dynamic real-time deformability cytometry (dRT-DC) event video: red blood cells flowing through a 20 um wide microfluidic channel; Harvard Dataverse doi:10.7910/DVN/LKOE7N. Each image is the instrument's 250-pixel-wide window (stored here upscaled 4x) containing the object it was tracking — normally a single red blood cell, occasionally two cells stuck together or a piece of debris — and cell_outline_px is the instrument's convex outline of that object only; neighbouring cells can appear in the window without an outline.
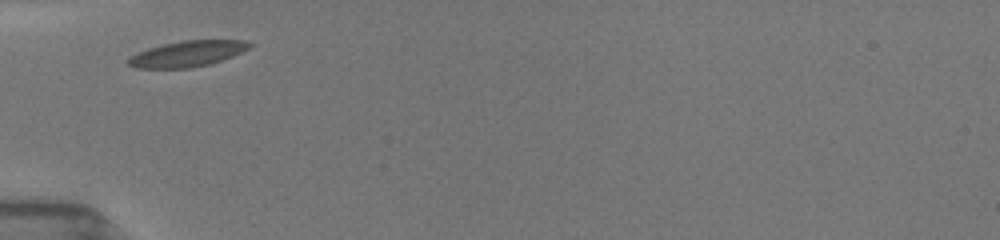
{"species": "common noctule bat (a hibernating species)", "species_latin": "Nyctalus noctula", "temperature_condition": "room temperature", "stored_images_in_passage": 9, "camera_frame_rate_fps": 3000, "um_per_image_px": 0.085, "animal": {"sex": "female", "body_mass_g": 19.5, "forearm_length_mm": 54.1}, "frame": {"image": 1, "passage_image": 1, "time_ms": 0.0, "image_size_px": [1000, 240], "cell_outline_px": [[252, 44], [248, 48], [232, 56], [208, 64], [188, 68], [136, 68], [128, 64], [128, 60], [132, 56], [148, 48], [164, 44], [184, 40], [244, 40]], "centroid_in_image_um": [15.92, 4.57], "position_along_channel_um": 69.1, "area_um2": 17.8}}
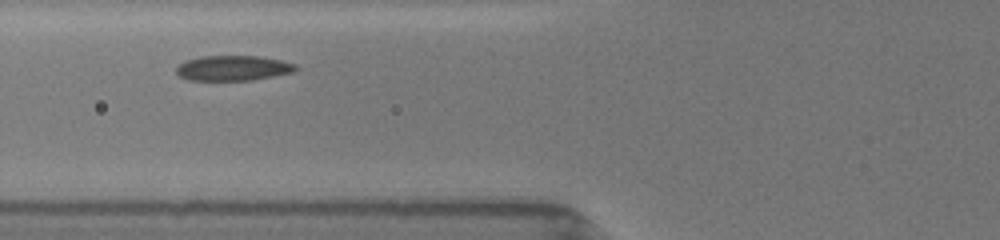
{"frame": {"image": 2, "passage_image": 3, "time_ms": 1.0, "image_size_px": [1000, 240], "cell_outline_px": [[300, 68], [292, 72], [252, 80], [188, 80], [180, 76], [176, 72], [176, 68], [180, 64], [188, 60], [200, 56], [260, 56], [280, 60], [296, 64]], "centroid_in_image_um": [19.83, 5.78], "position_along_channel_um": 106.0, "area_um2": 17.4}}
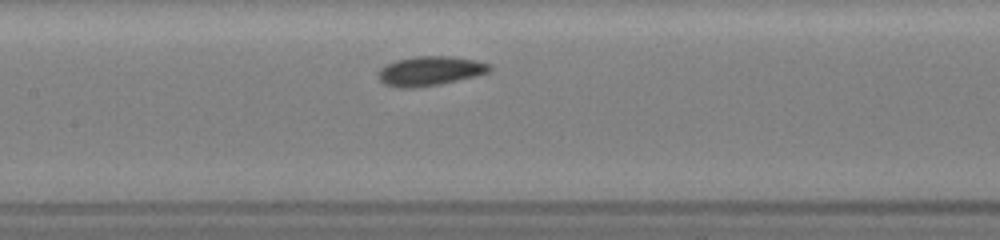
{"frame": {"image": 3, "passage_image": 6, "time_ms": 2.667, "image_size_px": [1000, 240], "cell_outline_px": [[492, 68], [488, 72], [476, 76], [436, 84], [412, 88], [396, 88], [384, 84], [380, 80], [380, 68], [396, 60], [416, 56], [448, 56], [472, 60], [488, 64]], "centroid_in_image_um": [36.52, 6.03], "position_along_channel_um": 170.9, "area_um2": 18.61}}